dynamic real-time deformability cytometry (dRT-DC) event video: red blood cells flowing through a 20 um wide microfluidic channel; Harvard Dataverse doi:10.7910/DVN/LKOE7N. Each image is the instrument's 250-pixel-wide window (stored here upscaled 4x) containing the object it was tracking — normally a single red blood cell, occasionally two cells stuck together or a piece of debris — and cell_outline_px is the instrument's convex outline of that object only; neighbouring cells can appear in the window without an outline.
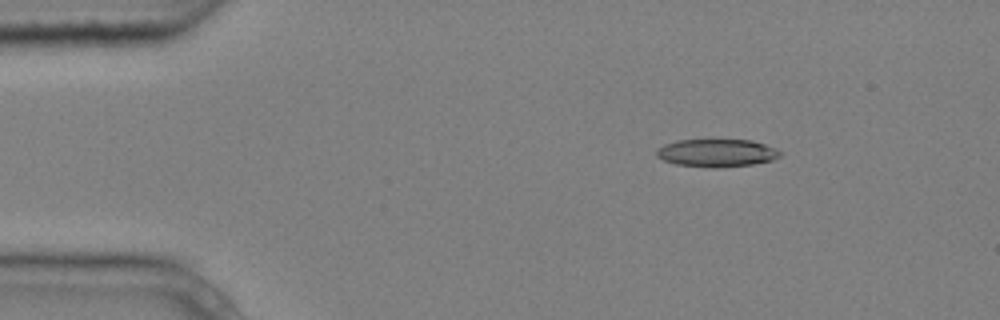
{"species": "common noctule bat (a hibernating species)", "species_latin": "Nyctalus noctula", "temperature_condition": "cold", "stored_images_in_passage": 5, "camera_frame_rate_fps": 3000, "um_per_image_px": 0.085, "animal": {"sex": "male", "body_mass_g": 20.4}, "frame": {"image": 1, "passage_image": 3, "time_ms": 0.667, "image_size_px": [1000, 320], "cell_outline_px": [[784, 152], [780, 156], [772, 160], [752, 164], [716, 168], [676, 164], [664, 160], [656, 156], [656, 152], [664, 144], [676, 140], [708, 136], [752, 140], [776, 148]], "centroid_in_image_um": [60.93, 12.93], "position_along_channel_um": 24.1, "area_um2": 21.04}}